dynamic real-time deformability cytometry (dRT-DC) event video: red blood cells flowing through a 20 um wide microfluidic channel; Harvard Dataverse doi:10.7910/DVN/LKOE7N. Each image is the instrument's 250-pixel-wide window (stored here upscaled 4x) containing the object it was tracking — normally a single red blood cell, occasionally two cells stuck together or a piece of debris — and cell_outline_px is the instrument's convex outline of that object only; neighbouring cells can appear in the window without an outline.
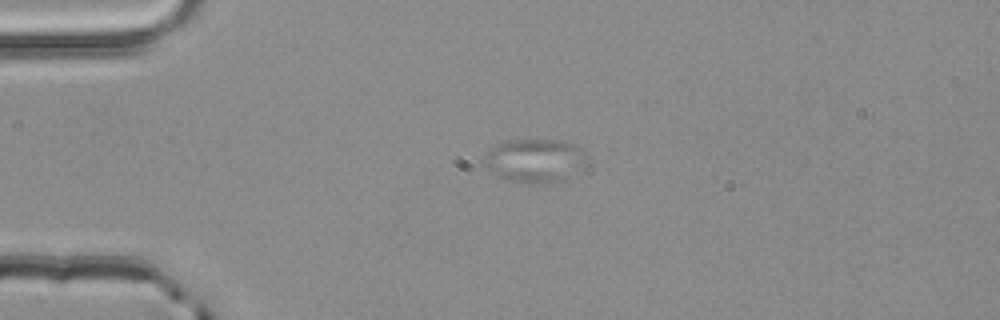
{"species": "common noctule bat (a hibernating species)", "species_latin": "Nyctalus noctula", "temperature_condition": "room temperature", "stored_images_in_passage": 2, "camera_frame_rate_fps": 3000, "um_per_image_px": 0.085, "animal": {"sex": "male", "body_mass_g": 20.4}, "frame": {"image": 1, "passage_image": 1, "time_ms": 0.0, "image_size_px": [1000, 320], "cell_outline_px": [[580, 148], [560, 180], [544, 184], [508, 180], [488, 172], [484, 164], [484, 156], [488, 148], [496, 144], [508, 140], [560, 140], [576, 144]], "centroid_in_image_um": [45.09, 13.6], "position_along_channel_um": 39.9, "area_um2": 23.99}}